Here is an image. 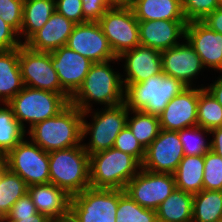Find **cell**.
<instances>
[{"label": "cell", "mask_w": 222, "mask_h": 222, "mask_svg": "<svg viewBox=\"0 0 222 222\" xmlns=\"http://www.w3.org/2000/svg\"><path fill=\"white\" fill-rule=\"evenodd\" d=\"M112 6H127L131 0H107Z\"/></svg>", "instance_id": "obj_48"}, {"label": "cell", "mask_w": 222, "mask_h": 222, "mask_svg": "<svg viewBox=\"0 0 222 222\" xmlns=\"http://www.w3.org/2000/svg\"><path fill=\"white\" fill-rule=\"evenodd\" d=\"M125 59V78L123 84H136L149 77L162 73L161 51L151 47L138 45L134 49L122 53L118 60Z\"/></svg>", "instance_id": "obj_19"}, {"label": "cell", "mask_w": 222, "mask_h": 222, "mask_svg": "<svg viewBox=\"0 0 222 222\" xmlns=\"http://www.w3.org/2000/svg\"><path fill=\"white\" fill-rule=\"evenodd\" d=\"M186 20L139 21L140 45L164 51L185 39Z\"/></svg>", "instance_id": "obj_20"}, {"label": "cell", "mask_w": 222, "mask_h": 222, "mask_svg": "<svg viewBox=\"0 0 222 222\" xmlns=\"http://www.w3.org/2000/svg\"><path fill=\"white\" fill-rule=\"evenodd\" d=\"M7 168V163H6V159L4 156L0 157V177L1 174L3 173V171Z\"/></svg>", "instance_id": "obj_49"}, {"label": "cell", "mask_w": 222, "mask_h": 222, "mask_svg": "<svg viewBox=\"0 0 222 222\" xmlns=\"http://www.w3.org/2000/svg\"><path fill=\"white\" fill-rule=\"evenodd\" d=\"M116 218V222H158L155 210L140 206L121 189H118Z\"/></svg>", "instance_id": "obj_33"}, {"label": "cell", "mask_w": 222, "mask_h": 222, "mask_svg": "<svg viewBox=\"0 0 222 222\" xmlns=\"http://www.w3.org/2000/svg\"><path fill=\"white\" fill-rule=\"evenodd\" d=\"M82 12L88 21H98L112 7L107 0H81Z\"/></svg>", "instance_id": "obj_40"}, {"label": "cell", "mask_w": 222, "mask_h": 222, "mask_svg": "<svg viewBox=\"0 0 222 222\" xmlns=\"http://www.w3.org/2000/svg\"><path fill=\"white\" fill-rule=\"evenodd\" d=\"M201 21L210 29L222 34V7L219 6Z\"/></svg>", "instance_id": "obj_43"}, {"label": "cell", "mask_w": 222, "mask_h": 222, "mask_svg": "<svg viewBox=\"0 0 222 222\" xmlns=\"http://www.w3.org/2000/svg\"><path fill=\"white\" fill-rule=\"evenodd\" d=\"M98 23L116 57L140 45L139 21L129 5L112 6Z\"/></svg>", "instance_id": "obj_8"}, {"label": "cell", "mask_w": 222, "mask_h": 222, "mask_svg": "<svg viewBox=\"0 0 222 222\" xmlns=\"http://www.w3.org/2000/svg\"><path fill=\"white\" fill-rule=\"evenodd\" d=\"M197 126L209 131L222 126V105L204 86L198 89Z\"/></svg>", "instance_id": "obj_32"}, {"label": "cell", "mask_w": 222, "mask_h": 222, "mask_svg": "<svg viewBox=\"0 0 222 222\" xmlns=\"http://www.w3.org/2000/svg\"><path fill=\"white\" fill-rule=\"evenodd\" d=\"M50 53L52 67L57 72L60 85L72 97L82 85L93 62L66 45Z\"/></svg>", "instance_id": "obj_15"}, {"label": "cell", "mask_w": 222, "mask_h": 222, "mask_svg": "<svg viewBox=\"0 0 222 222\" xmlns=\"http://www.w3.org/2000/svg\"><path fill=\"white\" fill-rule=\"evenodd\" d=\"M184 156L178 131L161 129L145 149L142 168L153 173L173 174Z\"/></svg>", "instance_id": "obj_13"}, {"label": "cell", "mask_w": 222, "mask_h": 222, "mask_svg": "<svg viewBox=\"0 0 222 222\" xmlns=\"http://www.w3.org/2000/svg\"><path fill=\"white\" fill-rule=\"evenodd\" d=\"M205 88L215 97V99L222 105V76L218 77L217 81L211 83Z\"/></svg>", "instance_id": "obj_46"}, {"label": "cell", "mask_w": 222, "mask_h": 222, "mask_svg": "<svg viewBox=\"0 0 222 222\" xmlns=\"http://www.w3.org/2000/svg\"><path fill=\"white\" fill-rule=\"evenodd\" d=\"M49 222H78L76 217L69 210L66 214L62 216H57L55 218L49 219Z\"/></svg>", "instance_id": "obj_47"}, {"label": "cell", "mask_w": 222, "mask_h": 222, "mask_svg": "<svg viewBox=\"0 0 222 222\" xmlns=\"http://www.w3.org/2000/svg\"><path fill=\"white\" fill-rule=\"evenodd\" d=\"M112 61L93 63L82 85L70 98V104L82 112L91 109V101L112 107L124 102L123 75L115 72L109 64Z\"/></svg>", "instance_id": "obj_1"}, {"label": "cell", "mask_w": 222, "mask_h": 222, "mask_svg": "<svg viewBox=\"0 0 222 222\" xmlns=\"http://www.w3.org/2000/svg\"><path fill=\"white\" fill-rule=\"evenodd\" d=\"M27 193L37 212L48 219L62 216L70 210L71 196L53 183L30 185Z\"/></svg>", "instance_id": "obj_22"}, {"label": "cell", "mask_w": 222, "mask_h": 222, "mask_svg": "<svg viewBox=\"0 0 222 222\" xmlns=\"http://www.w3.org/2000/svg\"><path fill=\"white\" fill-rule=\"evenodd\" d=\"M19 67L24 86L55 93H66L52 67L50 52L35 51L22 44L19 47Z\"/></svg>", "instance_id": "obj_11"}, {"label": "cell", "mask_w": 222, "mask_h": 222, "mask_svg": "<svg viewBox=\"0 0 222 222\" xmlns=\"http://www.w3.org/2000/svg\"><path fill=\"white\" fill-rule=\"evenodd\" d=\"M175 189L173 174L153 173L141 168L124 191L140 206L156 211Z\"/></svg>", "instance_id": "obj_12"}, {"label": "cell", "mask_w": 222, "mask_h": 222, "mask_svg": "<svg viewBox=\"0 0 222 222\" xmlns=\"http://www.w3.org/2000/svg\"><path fill=\"white\" fill-rule=\"evenodd\" d=\"M7 168L19 175L28 186L50 183L49 155L25 138L6 156Z\"/></svg>", "instance_id": "obj_10"}, {"label": "cell", "mask_w": 222, "mask_h": 222, "mask_svg": "<svg viewBox=\"0 0 222 222\" xmlns=\"http://www.w3.org/2000/svg\"><path fill=\"white\" fill-rule=\"evenodd\" d=\"M23 4L20 0H0V17L18 34L23 22Z\"/></svg>", "instance_id": "obj_38"}, {"label": "cell", "mask_w": 222, "mask_h": 222, "mask_svg": "<svg viewBox=\"0 0 222 222\" xmlns=\"http://www.w3.org/2000/svg\"><path fill=\"white\" fill-rule=\"evenodd\" d=\"M201 58L205 68L222 72V34L215 32L202 21L187 22L185 39Z\"/></svg>", "instance_id": "obj_16"}, {"label": "cell", "mask_w": 222, "mask_h": 222, "mask_svg": "<svg viewBox=\"0 0 222 222\" xmlns=\"http://www.w3.org/2000/svg\"><path fill=\"white\" fill-rule=\"evenodd\" d=\"M198 88L187 87L158 115L162 130L179 131L197 126Z\"/></svg>", "instance_id": "obj_18"}, {"label": "cell", "mask_w": 222, "mask_h": 222, "mask_svg": "<svg viewBox=\"0 0 222 222\" xmlns=\"http://www.w3.org/2000/svg\"><path fill=\"white\" fill-rule=\"evenodd\" d=\"M222 219V191L202 190L193 195L192 222H213Z\"/></svg>", "instance_id": "obj_28"}, {"label": "cell", "mask_w": 222, "mask_h": 222, "mask_svg": "<svg viewBox=\"0 0 222 222\" xmlns=\"http://www.w3.org/2000/svg\"><path fill=\"white\" fill-rule=\"evenodd\" d=\"M118 189L86 188L70 200V211L78 222H116Z\"/></svg>", "instance_id": "obj_9"}, {"label": "cell", "mask_w": 222, "mask_h": 222, "mask_svg": "<svg viewBox=\"0 0 222 222\" xmlns=\"http://www.w3.org/2000/svg\"><path fill=\"white\" fill-rule=\"evenodd\" d=\"M90 187L124 190L142 164L114 147L89 155Z\"/></svg>", "instance_id": "obj_4"}, {"label": "cell", "mask_w": 222, "mask_h": 222, "mask_svg": "<svg viewBox=\"0 0 222 222\" xmlns=\"http://www.w3.org/2000/svg\"><path fill=\"white\" fill-rule=\"evenodd\" d=\"M70 98L67 93H55L24 86L8 104L15 118L26 131L24 122L30 124V129L36 123L55 117L70 104Z\"/></svg>", "instance_id": "obj_6"}, {"label": "cell", "mask_w": 222, "mask_h": 222, "mask_svg": "<svg viewBox=\"0 0 222 222\" xmlns=\"http://www.w3.org/2000/svg\"><path fill=\"white\" fill-rule=\"evenodd\" d=\"M203 189L222 191V157L211 149L204 154Z\"/></svg>", "instance_id": "obj_35"}, {"label": "cell", "mask_w": 222, "mask_h": 222, "mask_svg": "<svg viewBox=\"0 0 222 222\" xmlns=\"http://www.w3.org/2000/svg\"><path fill=\"white\" fill-rule=\"evenodd\" d=\"M213 222H222V219H220V220H217V221H213Z\"/></svg>", "instance_id": "obj_50"}, {"label": "cell", "mask_w": 222, "mask_h": 222, "mask_svg": "<svg viewBox=\"0 0 222 222\" xmlns=\"http://www.w3.org/2000/svg\"><path fill=\"white\" fill-rule=\"evenodd\" d=\"M1 222H49V219L37 212L35 215L30 217H3Z\"/></svg>", "instance_id": "obj_45"}, {"label": "cell", "mask_w": 222, "mask_h": 222, "mask_svg": "<svg viewBox=\"0 0 222 222\" xmlns=\"http://www.w3.org/2000/svg\"><path fill=\"white\" fill-rule=\"evenodd\" d=\"M83 112L69 104L55 117L36 123L28 129L34 144L45 152L63 150L82 145Z\"/></svg>", "instance_id": "obj_2"}, {"label": "cell", "mask_w": 222, "mask_h": 222, "mask_svg": "<svg viewBox=\"0 0 222 222\" xmlns=\"http://www.w3.org/2000/svg\"><path fill=\"white\" fill-rule=\"evenodd\" d=\"M129 6L138 21L186 20L181 0H131Z\"/></svg>", "instance_id": "obj_24"}, {"label": "cell", "mask_w": 222, "mask_h": 222, "mask_svg": "<svg viewBox=\"0 0 222 222\" xmlns=\"http://www.w3.org/2000/svg\"><path fill=\"white\" fill-rule=\"evenodd\" d=\"M123 85L124 103L129 110H141L157 116L172 98L187 88L182 81L163 72L141 83Z\"/></svg>", "instance_id": "obj_3"}, {"label": "cell", "mask_w": 222, "mask_h": 222, "mask_svg": "<svg viewBox=\"0 0 222 222\" xmlns=\"http://www.w3.org/2000/svg\"><path fill=\"white\" fill-rule=\"evenodd\" d=\"M55 11V0H29L24 2L23 22L18 34L19 39L23 35L25 36L23 44L43 27Z\"/></svg>", "instance_id": "obj_27"}, {"label": "cell", "mask_w": 222, "mask_h": 222, "mask_svg": "<svg viewBox=\"0 0 222 222\" xmlns=\"http://www.w3.org/2000/svg\"><path fill=\"white\" fill-rule=\"evenodd\" d=\"M27 192V183L6 168L0 177V218L6 217L13 204Z\"/></svg>", "instance_id": "obj_31"}, {"label": "cell", "mask_w": 222, "mask_h": 222, "mask_svg": "<svg viewBox=\"0 0 222 222\" xmlns=\"http://www.w3.org/2000/svg\"><path fill=\"white\" fill-rule=\"evenodd\" d=\"M91 110L83 112L82 119V140L90 135L89 143L82 145L89 155L112 148L116 137L127 125L128 117V108L124 102L117 106L102 108L99 112ZM89 113H94L92 123L85 120Z\"/></svg>", "instance_id": "obj_7"}, {"label": "cell", "mask_w": 222, "mask_h": 222, "mask_svg": "<svg viewBox=\"0 0 222 222\" xmlns=\"http://www.w3.org/2000/svg\"><path fill=\"white\" fill-rule=\"evenodd\" d=\"M56 12L73 21L75 24L87 22L82 12L81 0H55Z\"/></svg>", "instance_id": "obj_39"}, {"label": "cell", "mask_w": 222, "mask_h": 222, "mask_svg": "<svg viewBox=\"0 0 222 222\" xmlns=\"http://www.w3.org/2000/svg\"><path fill=\"white\" fill-rule=\"evenodd\" d=\"M22 44L18 33L0 17V51L16 49Z\"/></svg>", "instance_id": "obj_41"}, {"label": "cell", "mask_w": 222, "mask_h": 222, "mask_svg": "<svg viewBox=\"0 0 222 222\" xmlns=\"http://www.w3.org/2000/svg\"><path fill=\"white\" fill-rule=\"evenodd\" d=\"M161 56L162 72L179 79L187 87H192L193 78L196 79L200 71L205 68L201 58L187 40L162 51Z\"/></svg>", "instance_id": "obj_17"}, {"label": "cell", "mask_w": 222, "mask_h": 222, "mask_svg": "<svg viewBox=\"0 0 222 222\" xmlns=\"http://www.w3.org/2000/svg\"><path fill=\"white\" fill-rule=\"evenodd\" d=\"M75 25L73 21L55 11L24 45L35 51L51 52L67 44Z\"/></svg>", "instance_id": "obj_21"}, {"label": "cell", "mask_w": 222, "mask_h": 222, "mask_svg": "<svg viewBox=\"0 0 222 222\" xmlns=\"http://www.w3.org/2000/svg\"><path fill=\"white\" fill-rule=\"evenodd\" d=\"M48 155L50 183L71 197L90 187L89 154L83 145L51 151Z\"/></svg>", "instance_id": "obj_5"}, {"label": "cell", "mask_w": 222, "mask_h": 222, "mask_svg": "<svg viewBox=\"0 0 222 222\" xmlns=\"http://www.w3.org/2000/svg\"><path fill=\"white\" fill-rule=\"evenodd\" d=\"M0 107V156H6L25 137L26 131L8 103Z\"/></svg>", "instance_id": "obj_29"}, {"label": "cell", "mask_w": 222, "mask_h": 222, "mask_svg": "<svg viewBox=\"0 0 222 222\" xmlns=\"http://www.w3.org/2000/svg\"><path fill=\"white\" fill-rule=\"evenodd\" d=\"M210 131L200 126H192L178 131L184 155H204L210 150V142H205L203 134Z\"/></svg>", "instance_id": "obj_34"}, {"label": "cell", "mask_w": 222, "mask_h": 222, "mask_svg": "<svg viewBox=\"0 0 222 222\" xmlns=\"http://www.w3.org/2000/svg\"><path fill=\"white\" fill-rule=\"evenodd\" d=\"M113 147L135 157L141 164L144 161L145 149L134 137L132 131L127 125L116 137Z\"/></svg>", "instance_id": "obj_37"}, {"label": "cell", "mask_w": 222, "mask_h": 222, "mask_svg": "<svg viewBox=\"0 0 222 222\" xmlns=\"http://www.w3.org/2000/svg\"><path fill=\"white\" fill-rule=\"evenodd\" d=\"M24 88L20 67L19 48L0 51V101L8 103Z\"/></svg>", "instance_id": "obj_23"}, {"label": "cell", "mask_w": 222, "mask_h": 222, "mask_svg": "<svg viewBox=\"0 0 222 222\" xmlns=\"http://www.w3.org/2000/svg\"><path fill=\"white\" fill-rule=\"evenodd\" d=\"M213 139L210 140V149L222 157V126L210 131Z\"/></svg>", "instance_id": "obj_44"}, {"label": "cell", "mask_w": 222, "mask_h": 222, "mask_svg": "<svg viewBox=\"0 0 222 222\" xmlns=\"http://www.w3.org/2000/svg\"><path fill=\"white\" fill-rule=\"evenodd\" d=\"M187 22L201 21L220 6V0H181Z\"/></svg>", "instance_id": "obj_36"}, {"label": "cell", "mask_w": 222, "mask_h": 222, "mask_svg": "<svg viewBox=\"0 0 222 222\" xmlns=\"http://www.w3.org/2000/svg\"><path fill=\"white\" fill-rule=\"evenodd\" d=\"M176 188L191 194L203 190L204 155H185L173 173Z\"/></svg>", "instance_id": "obj_26"}, {"label": "cell", "mask_w": 222, "mask_h": 222, "mask_svg": "<svg viewBox=\"0 0 222 222\" xmlns=\"http://www.w3.org/2000/svg\"><path fill=\"white\" fill-rule=\"evenodd\" d=\"M158 222H192L193 194L175 189L156 210Z\"/></svg>", "instance_id": "obj_25"}, {"label": "cell", "mask_w": 222, "mask_h": 222, "mask_svg": "<svg viewBox=\"0 0 222 222\" xmlns=\"http://www.w3.org/2000/svg\"><path fill=\"white\" fill-rule=\"evenodd\" d=\"M129 112L134 116L130 118ZM127 126L144 149L152 143L161 130L159 117L141 110L128 109Z\"/></svg>", "instance_id": "obj_30"}, {"label": "cell", "mask_w": 222, "mask_h": 222, "mask_svg": "<svg viewBox=\"0 0 222 222\" xmlns=\"http://www.w3.org/2000/svg\"><path fill=\"white\" fill-rule=\"evenodd\" d=\"M36 213L35 205L27 193L13 204L6 217H30Z\"/></svg>", "instance_id": "obj_42"}, {"label": "cell", "mask_w": 222, "mask_h": 222, "mask_svg": "<svg viewBox=\"0 0 222 222\" xmlns=\"http://www.w3.org/2000/svg\"><path fill=\"white\" fill-rule=\"evenodd\" d=\"M66 46L93 63L118 61L98 21L76 24Z\"/></svg>", "instance_id": "obj_14"}]
</instances>
